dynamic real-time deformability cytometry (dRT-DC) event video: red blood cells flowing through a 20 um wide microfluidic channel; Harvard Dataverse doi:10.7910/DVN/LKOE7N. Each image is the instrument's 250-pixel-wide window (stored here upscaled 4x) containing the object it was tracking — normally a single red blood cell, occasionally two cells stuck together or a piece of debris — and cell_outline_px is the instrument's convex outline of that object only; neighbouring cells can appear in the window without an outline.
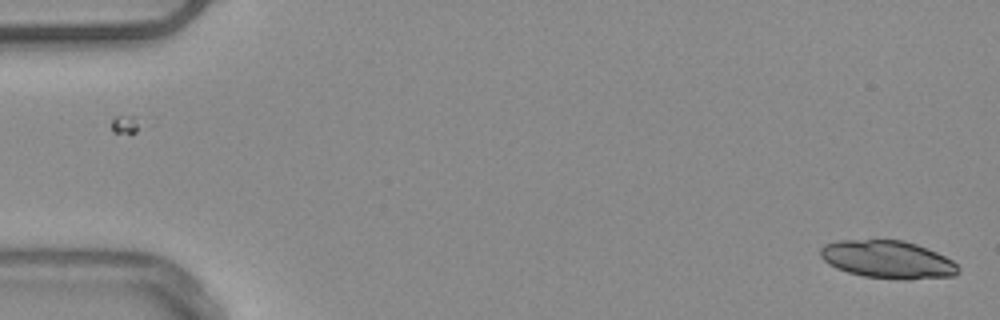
{"species": "common noctule bat (a hibernating species)", "species_latin": "Nyctalus noctula", "temperature_condition": "warm", "stored_images_in_passage": 52, "camera_frame_rate_fps": 3000, "um_per_image_px": 0.085, "animal": {"sex": "male", "body_mass_g": 20.4}, "frame": {"image": 1, "passage_image": 1, "time_ms": 0.0, "image_size_px": [1000, 320], "cell_outline_px": [[960, 272], [956, 276], [908, 280], [900, 280], [864, 276], [848, 272], [836, 268], [828, 264], [820, 256], [820, 248], [824, 244], [840, 240], [904, 240], [916, 244], [936, 252], [952, 260], [960, 268]], "centroid_in_image_um": [75.47, 22.07], "position_along_channel_um": 9.5, "area_um2": 30.58}}